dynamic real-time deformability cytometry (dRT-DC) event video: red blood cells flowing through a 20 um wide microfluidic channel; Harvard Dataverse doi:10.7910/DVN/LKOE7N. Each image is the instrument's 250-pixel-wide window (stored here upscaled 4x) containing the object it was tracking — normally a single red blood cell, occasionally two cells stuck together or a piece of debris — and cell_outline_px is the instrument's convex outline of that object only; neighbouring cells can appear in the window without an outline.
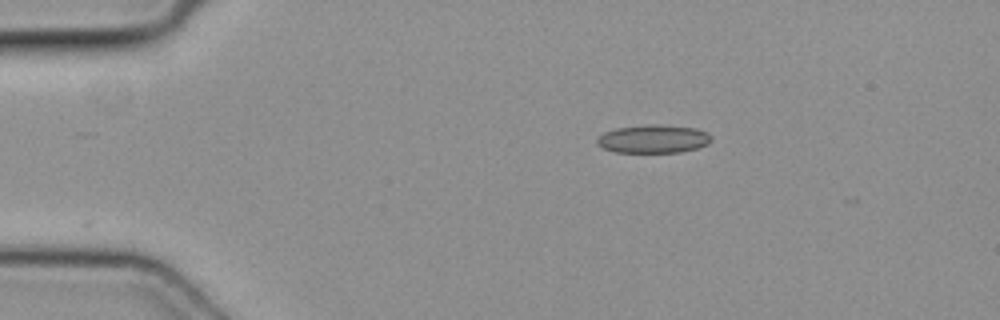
{"species": "common noctule bat (a hibernating species)", "species_latin": "Nyctalus noctula", "temperature_condition": "cold", "stored_images_in_passage": 26, "camera_frame_rate_fps": 3000, "um_per_image_px": 0.085, "animal": {"sex": "female", "body_mass_g": 19.3, "forearm_length_mm": 54.1}, "frame": {"image": 1, "passage_image": 1, "time_ms": 0.0, "image_size_px": [1000, 320], "cell_outline_px": [[712, 140], [708, 144], [696, 148], [680, 152], [616, 152], [604, 148], [596, 144], [596, 140], [604, 132], [616, 128], [652, 124], [656, 124], [696, 128], [708, 132], [712, 136]], "centroid_in_image_um": [55.56, 11.8], "position_along_channel_um": 29.4, "area_um2": 18.79}}
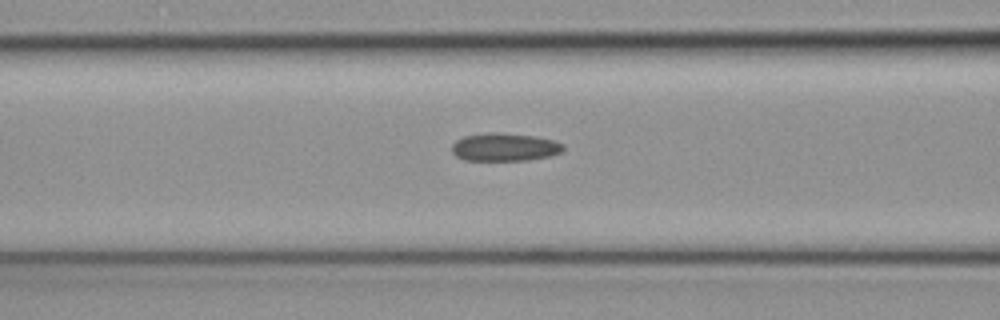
{"frame": {"image": 2, "passage_image": 12, "time_ms": 3.667, "image_size_px": [1000, 320], "cell_outline_px": [[564, 148], [560, 152], [552, 156], [528, 160], [464, 160], [456, 156], [452, 152], [452, 144], [456, 140], [464, 136], [488, 132], [496, 132], [532, 136], [552, 140], [564, 144]], "centroid_in_image_um": [42.87, 12.51], "position_along_channel_um": 123.7, "area_um2": 18.15}}
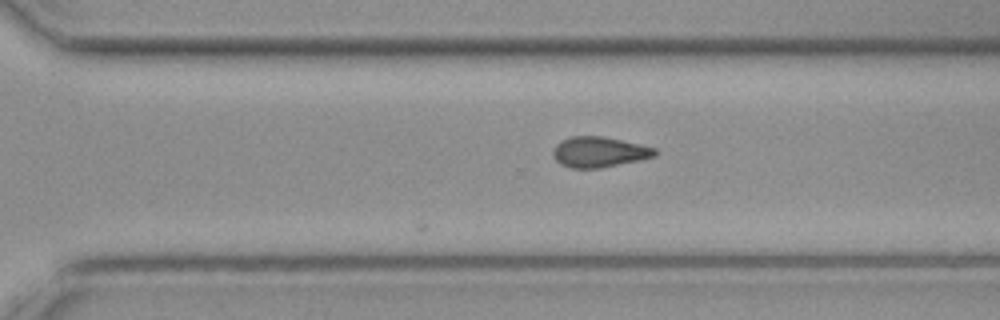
{"frame": {"image": 3, "passage_image": 26, "time_ms": 8.333, "image_size_px": [1000, 320], "cell_outline_px": [[660, 152], [656, 156], [600, 168], [572, 168], [560, 164], [552, 156], [552, 152], [556, 144], [560, 140], [572, 136], [604, 136], [640, 144], [656, 148]], "centroid_in_image_um": [50.92, 12.91], "position_along_channel_um": 319.7, "area_um2": 18.21}}